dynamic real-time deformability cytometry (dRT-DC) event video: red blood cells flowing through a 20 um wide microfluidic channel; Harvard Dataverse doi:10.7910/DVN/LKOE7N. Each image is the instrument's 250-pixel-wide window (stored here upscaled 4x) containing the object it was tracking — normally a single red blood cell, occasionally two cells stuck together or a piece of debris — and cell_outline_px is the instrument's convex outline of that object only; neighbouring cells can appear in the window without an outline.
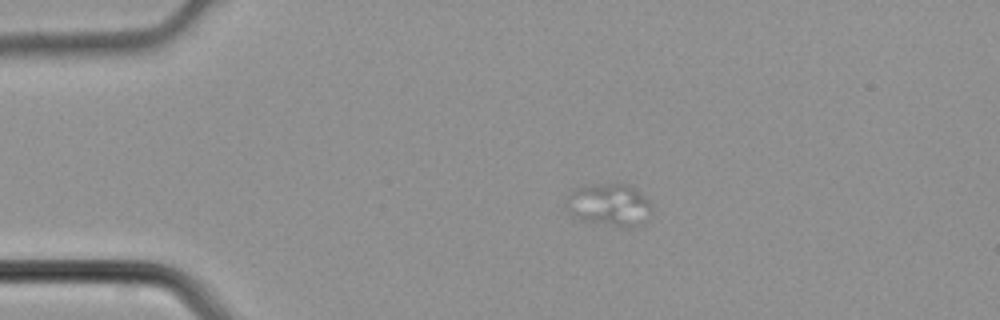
{"species": "common noctule bat (a hibernating species)", "species_latin": "Nyctalus noctula", "temperature_condition": "cold", "stored_images_in_passage": 3, "camera_frame_rate_fps": 3000, "um_per_image_px": 0.085, "animal": {"sex": "male", "body_mass_g": 21.5, "forearm_length_mm": 52.0}, "frame": {"image": 1, "passage_image": 2, "time_ms": 0.333, "image_size_px": [1000, 320], "cell_outline_px": [[652, 208], [644, 224], [628, 228], [616, 228], [580, 220], [572, 216], [564, 208], [564, 204], [568, 196], [576, 188], [588, 184], [616, 180], [628, 184], [648, 200]], "centroid_in_image_um": [51.75, 17.41], "position_along_channel_um": 33.3, "area_um2": 22.25}}